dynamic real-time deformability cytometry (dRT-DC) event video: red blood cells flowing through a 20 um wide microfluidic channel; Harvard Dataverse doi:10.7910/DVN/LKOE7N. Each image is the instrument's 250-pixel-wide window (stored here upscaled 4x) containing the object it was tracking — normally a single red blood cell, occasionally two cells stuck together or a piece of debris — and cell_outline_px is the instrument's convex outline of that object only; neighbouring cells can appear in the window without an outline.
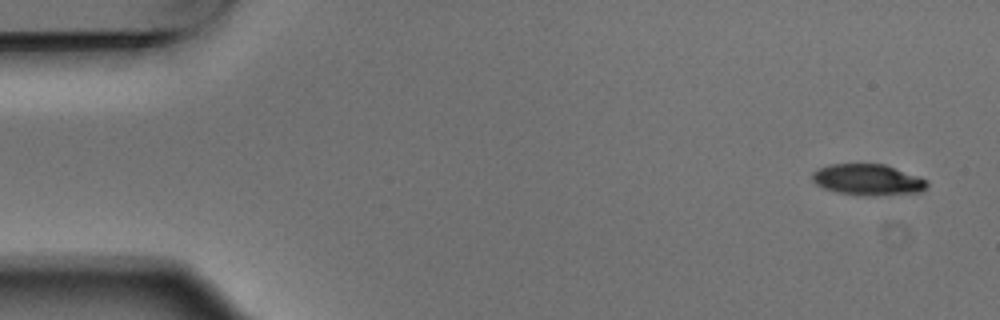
{"species": "Egyptian fruit bat (a non-hibernating species)", "species_latin": "Rousettus aegyptiacus", "temperature_condition": "warm", "stored_images_in_passage": 13, "camera_frame_rate_fps": 3000, "um_per_image_px": 0.085, "animal": {"sex": "male"}, "frame": {"image": 1, "passage_image": 1, "time_ms": 0.0, "image_size_px": [1000, 320], "cell_outline_px": [[928, 184], [920, 192], [872, 196], [840, 192], [824, 188], [816, 184], [812, 180], [812, 172], [816, 168], [828, 164], [884, 164], [928, 180]], "centroid_in_image_um": [73.73, 15.26], "position_along_channel_um": 11.3, "area_um2": 20.63}}
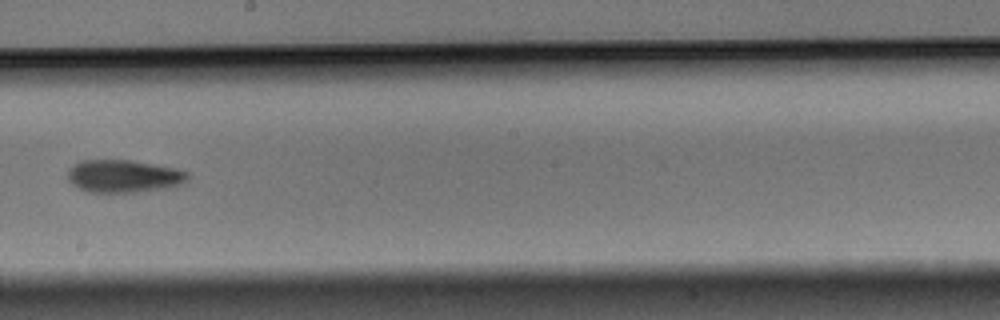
{"frame": {"image": 2, "passage_image": 8, "time_ms": 2.333, "image_size_px": [1000, 320], "cell_outline_px": [[192, 176], [188, 180], [172, 188], [136, 192], [92, 192], [80, 188], [72, 184], [68, 180], [68, 168], [72, 164], [80, 160], [132, 160], [176, 168], [188, 172]], "centroid_in_image_um": [10.55, 14.97], "position_along_channel_um": 237.6, "area_um2": 23.18}}
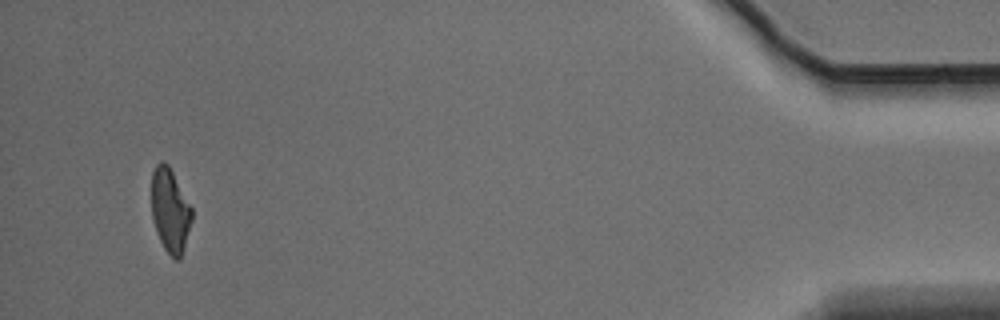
{"frame": {"image": 3, "passage_image": 13, "time_ms": 4.0, "image_size_px": [1000, 320], "cell_outline_px": [[192, 220], [184, 248], [180, 260], [176, 260], [164, 248], [156, 232], [152, 220], [152, 172], [156, 164], [160, 160], [164, 160], [168, 164], [192, 208]], "centroid_in_image_um": [14.45, 17.87], "position_along_channel_um": 420.7, "area_um2": 19.71}}